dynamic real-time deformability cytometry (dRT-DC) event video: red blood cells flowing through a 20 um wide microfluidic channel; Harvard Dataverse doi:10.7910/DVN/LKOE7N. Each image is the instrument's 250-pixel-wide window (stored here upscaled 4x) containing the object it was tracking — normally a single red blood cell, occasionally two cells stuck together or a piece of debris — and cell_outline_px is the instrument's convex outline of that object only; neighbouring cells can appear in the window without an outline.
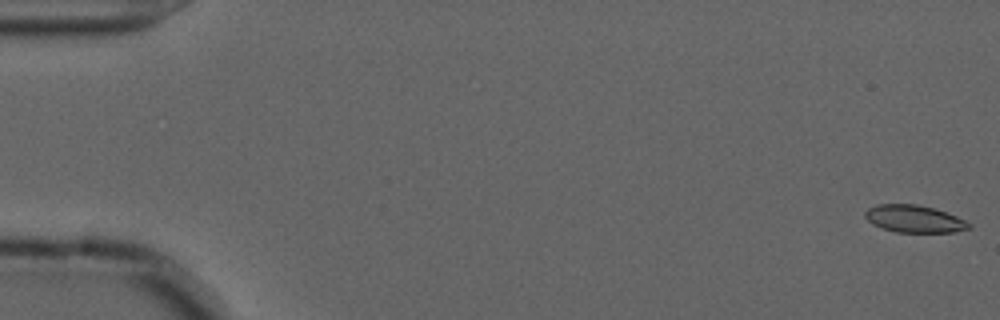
{"species": "common noctule bat (a hibernating species)", "species_latin": "Nyctalus noctula", "temperature_condition": "cold", "stored_images_in_passage": 14, "camera_frame_rate_fps": 3000, "um_per_image_px": 0.085, "animal": {"sex": "male", "forearm_length_mm": 52.5}, "frame": {"image": 1, "passage_image": 1, "time_ms": 0.0, "image_size_px": [1000, 320], "cell_outline_px": [[972, 228], [956, 232], [896, 232], [872, 224], [864, 216], [864, 212], [868, 208], [876, 204], [916, 204], [932, 208], [956, 216], [972, 224]], "centroid_in_image_um": [77.71, 18.6], "position_along_channel_um": 7.3, "area_um2": 16.47}}
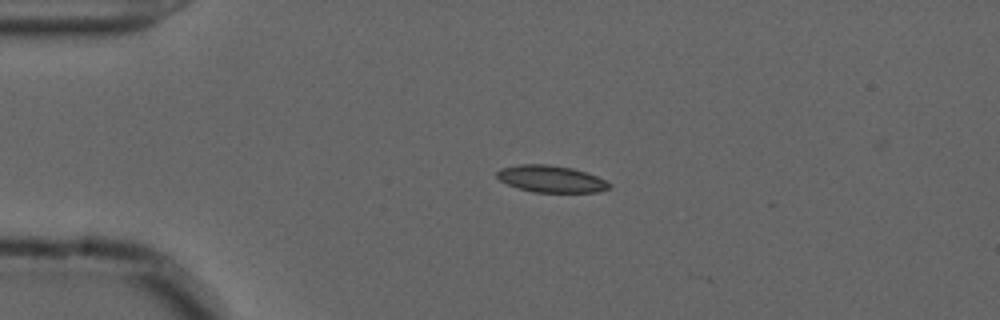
{"frame": {"image": 2, "passage_image": 13, "time_ms": 4.0, "image_size_px": [1000, 320], "cell_outline_px": [[612, 188], [596, 192], [532, 192], [508, 184], [500, 180], [496, 176], [496, 172], [500, 168], [520, 164], [548, 164], [572, 168], [596, 176], [612, 184]], "centroid_in_image_um": [46.84, 15.2], "position_along_channel_um": 38.2, "area_um2": 17.51}}